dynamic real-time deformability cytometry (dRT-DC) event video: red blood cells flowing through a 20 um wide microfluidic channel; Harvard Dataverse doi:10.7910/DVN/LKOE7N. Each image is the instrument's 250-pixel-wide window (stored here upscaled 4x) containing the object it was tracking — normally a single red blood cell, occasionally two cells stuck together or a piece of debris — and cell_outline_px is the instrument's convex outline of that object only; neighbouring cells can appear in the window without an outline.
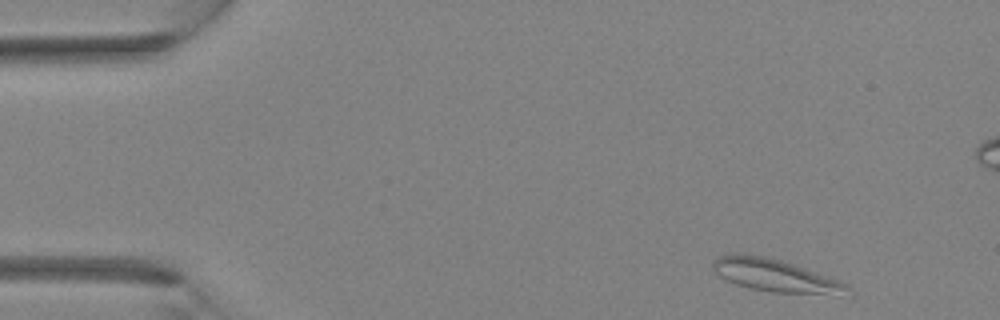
{"species": "Egyptian fruit bat (a non-hibernating species)", "species_latin": "Rousettus aegyptiacus", "temperature_condition": "room temperature", "stored_images_in_passage": 4, "camera_frame_rate_fps": 3000, "um_per_image_px": 0.085, "animal": {"sex": "female"}, "frame": {"image": 1, "passage_image": 1, "time_ms": 0.0, "image_size_px": [1000, 320], "cell_outline_px": [[848, 288], [840, 296], [832, 296], [772, 292], [752, 288], [736, 284], [720, 276], [712, 268], [712, 264], [720, 256], [728, 252], [744, 252], [764, 256], [780, 260], [840, 280], [848, 284]], "centroid_in_image_um": [65.9, 23.42], "position_along_channel_um": 19.1, "area_um2": 25.78}}